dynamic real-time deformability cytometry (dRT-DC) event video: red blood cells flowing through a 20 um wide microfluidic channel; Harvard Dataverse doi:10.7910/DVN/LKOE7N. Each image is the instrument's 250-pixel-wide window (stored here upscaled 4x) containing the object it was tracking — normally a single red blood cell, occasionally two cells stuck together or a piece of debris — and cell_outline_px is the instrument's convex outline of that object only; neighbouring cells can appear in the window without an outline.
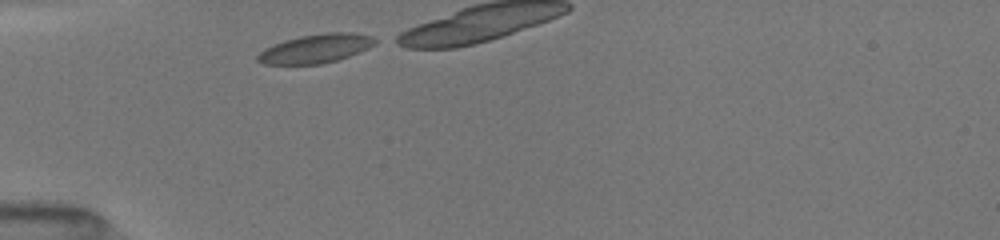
{"species": "common noctule bat (a hibernating species)", "species_latin": "Nyctalus noctula", "temperature_condition": "room temperature", "stored_images_in_passage": 6, "camera_frame_rate_fps": 3000, "um_per_image_px": 0.085, "animal": {"sex": "female", "body_mass_g": 19.5, "forearm_length_mm": 54.1}, "frame": {"image": 1, "passage_image": 1, "time_ms": 0.0, "image_size_px": [1000, 240], "cell_outline_px": [[380, 40], [376, 44], [368, 48], [348, 56], [336, 60], [320, 64], [264, 64], [256, 60], [256, 56], [264, 48], [300, 36], [328, 32], [352, 32], [372, 36]], "centroid_in_image_um": [26.88, 4.12], "position_along_channel_um": 58.1, "area_um2": 19.59}}
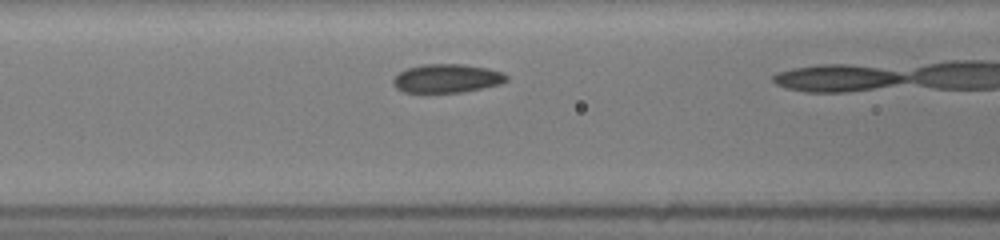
{"frame": {"image": 2, "passage_image": 5, "time_ms": 2.0, "image_size_px": [1000, 240], "cell_outline_px": [[508, 80], [500, 84], [464, 92], [404, 92], [396, 88], [392, 84], [392, 80], [400, 72], [408, 68], [424, 64], [464, 64], [488, 68], [500, 72], [508, 76]], "centroid_in_image_um": [37.99, 6.66], "position_along_channel_um": 128.6, "area_um2": 18.84}}